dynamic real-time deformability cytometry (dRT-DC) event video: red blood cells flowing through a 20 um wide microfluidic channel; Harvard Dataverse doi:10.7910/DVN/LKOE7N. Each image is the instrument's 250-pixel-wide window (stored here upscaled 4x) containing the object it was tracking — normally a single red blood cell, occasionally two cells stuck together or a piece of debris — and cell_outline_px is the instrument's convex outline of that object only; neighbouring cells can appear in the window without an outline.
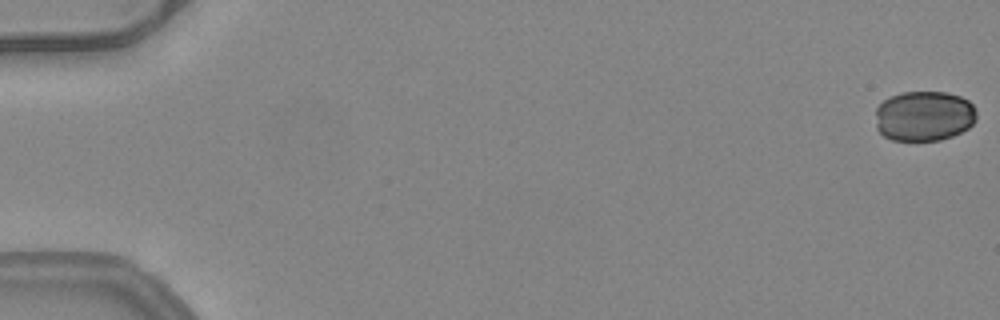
{"species": "common noctule bat (a hibernating species)", "species_latin": "Nyctalus noctula", "temperature_condition": "warm", "stored_images_in_passage": 16, "camera_frame_rate_fps": 3000, "um_per_image_px": 0.085, "animal": {"sex": "female", "body_mass_g": 24.6, "forearm_length_mm": 56.2}, "frame": {"image": 1, "passage_image": 1, "time_ms": 0.0, "image_size_px": [1000, 320], "cell_outline_px": [[976, 120], [968, 128], [952, 136], [940, 140], [892, 140], [884, 136], [876, 128], [876, 108], [884, 100], [900, 92], [944, 92], [960, 96], [968, 100], [972, 104], [976, 112]], "centroid_in_image_um": [78.54, 9.86], "position_along_channel_um": 6.5, "area_um2": 29.59}}
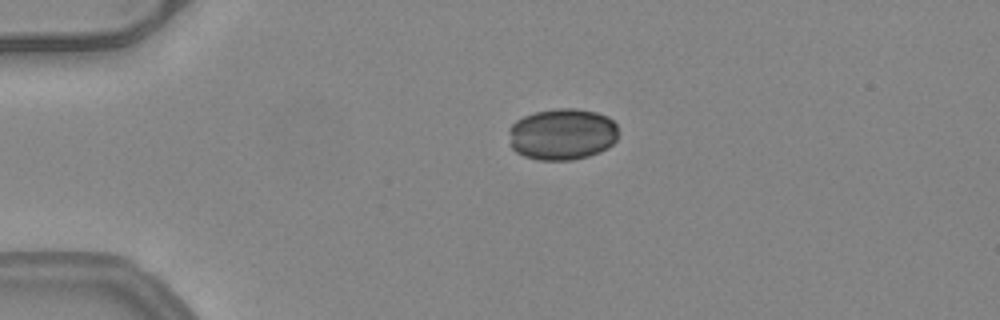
{"frame": {"image": 2, "passage_image": 13, "time_ms": 4.0, "image_size_px": [1000, 320], "cell_outline_px": [[616, 140], [608, 148], [600, 152], [588, 156], [572, 160], [536, 160], [524, 156], [516, 152], [512, 148], [508, 132], [508, 128], [516, 120], [524, 116], [536, 112], [556, 108], [576, 108], [596, 112], [608, 116], [616, 124]], "centroid_in_image_um": [47.77, 11.41], "position_along_channel_um": 37.2, "area_um2": 33.12}}